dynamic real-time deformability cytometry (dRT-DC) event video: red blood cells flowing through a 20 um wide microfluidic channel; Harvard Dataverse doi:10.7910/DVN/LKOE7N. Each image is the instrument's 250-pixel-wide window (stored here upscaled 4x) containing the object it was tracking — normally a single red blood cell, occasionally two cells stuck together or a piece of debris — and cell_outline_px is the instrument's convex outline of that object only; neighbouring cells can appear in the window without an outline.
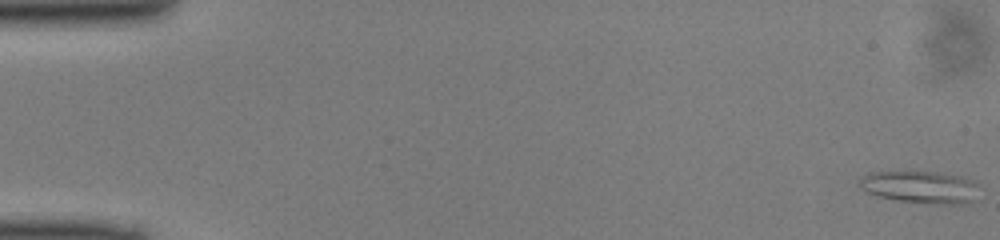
{"species": "common noctule bat (a hibernating species)", "species_latin": "Nyctalus noctula", "temperature_condition": "cold", "stored_images_in_passage": 49, "camera_frame_rate_fps": 3000, "um_per_image_px": 0.085, "animal": {"sex": "male", "body_mass_g": 13.0, "forearm_length_mm": 53.1}, "frame": {"image": 1, "passage_image": 1, "time_ms": 0.0, "image_size_px": [1000, 240], "cell_outline_px": [[976, 184], [972, 200], [968, 204], [940, 204], [896, 200], [880, 196], [868, 192], [856, 184], [860, 176], [868, 172], [936, 172], [964, 176], [976, 180]], "centroid_in_image_um": [78.19, 15.88], "position_along_channel_um": 6.8, "area_um2": 22.48}}
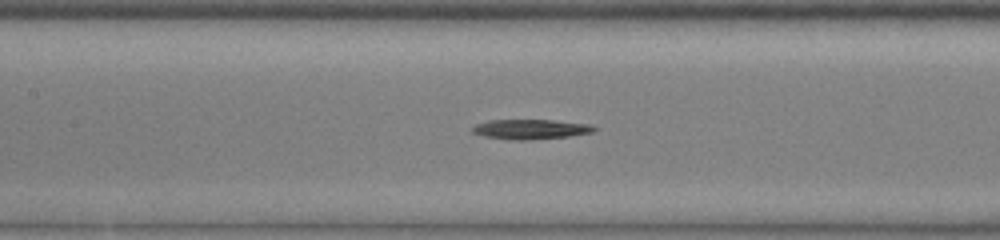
{"frame": {"image": 2, "passage_image": 23, "time_ms": 7.333, "image_size_px": [1000, 240], "cell_outline_px": [[596, 128], [592, 132], [568, 136], [532, 140], [508, 140], [484, 136], [472, 132], [472, 128], [476, 124], [488, 120], [552, 120], [588, 124]], "centroid_in_image_um": [45.05, 10.99], "position_along_channel_um": 162.4, "area_um2": 13.99}}
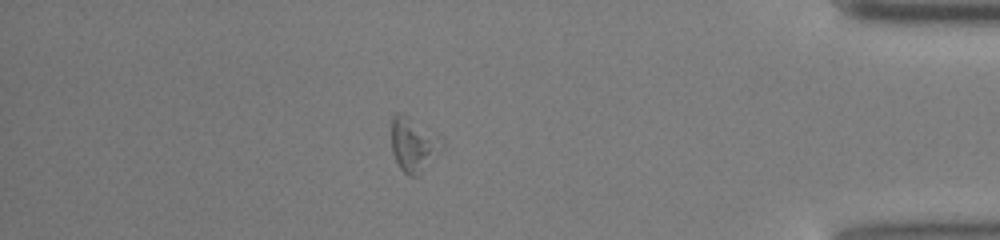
{"frame": {"image": 3, "passage_image": 43, "time_ms": 14.0, "image_size_px": [1000, 240], "cell_outline_px": [[444, 148], [416, 176], [408, 176], [400, 168], [392, 152], [392, 116], [396, 112], [400, 112], [408, 116], [440, 136], [444, 140]], "centroid_in_image_um": [35.16, 12.26], "position_along_channel_um": 400.0, "area_um2": 15.9}}